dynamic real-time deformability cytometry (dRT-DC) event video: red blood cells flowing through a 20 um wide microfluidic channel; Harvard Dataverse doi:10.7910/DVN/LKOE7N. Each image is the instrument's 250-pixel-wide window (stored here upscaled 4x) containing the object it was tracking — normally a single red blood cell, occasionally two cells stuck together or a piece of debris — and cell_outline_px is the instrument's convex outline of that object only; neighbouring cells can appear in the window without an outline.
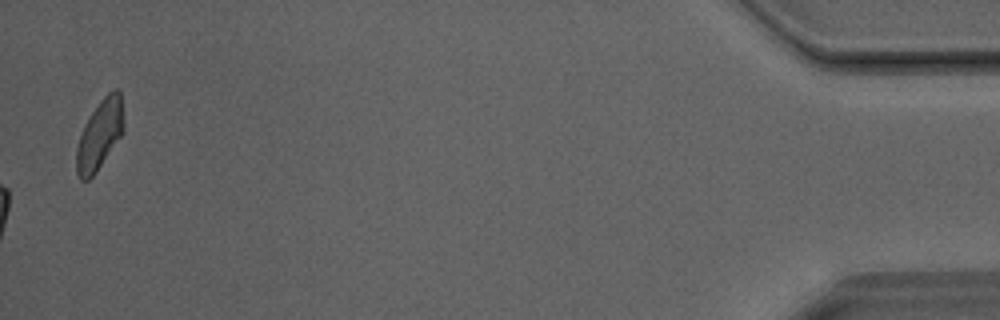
{"species": "Egyptian fruit bat (a non-hibernating species)", "species_latin": "Rousettus aegyptiacus", "temperature_condition": "room temperature", "stored_images_in_passage": 41, "camera_frame_rate_fps": 3000, "um_per_image_px": 0.085, "animal": {"sex": "male"}, "frame": {"image": 1, "passage_image": 41, "time_ms": 13.333, "image_size_px": [1000, 320], "cell_outline_px": [[124, 132], [96, 172], [88, 180], [80, 180], [76, 172], [76, 148], [84, 124], [100, 100], [112, 88], [116, 88], [120, 92], [124, 112]], "centroid_in_image_um": [8.49, 11.43], "position_along_channel_um": 426.7, "area_um2": 19.36}}